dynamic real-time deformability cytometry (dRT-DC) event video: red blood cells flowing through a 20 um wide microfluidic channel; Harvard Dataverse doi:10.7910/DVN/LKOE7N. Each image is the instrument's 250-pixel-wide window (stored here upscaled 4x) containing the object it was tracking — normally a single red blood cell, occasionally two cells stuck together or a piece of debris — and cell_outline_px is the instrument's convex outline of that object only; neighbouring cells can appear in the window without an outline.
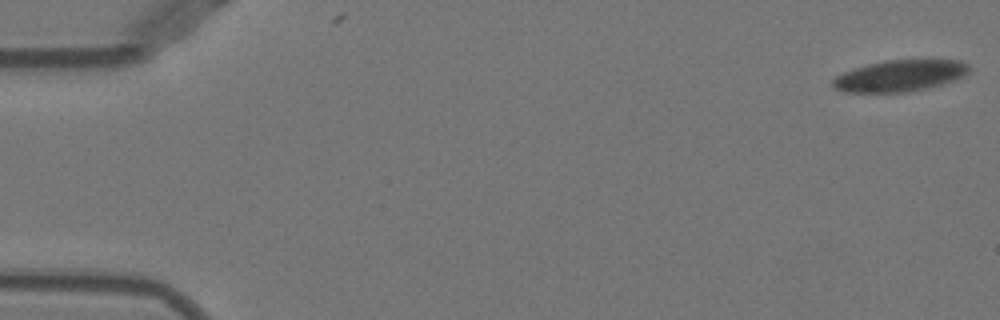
{"species": "Egyptian fruit bat (a non-hibernating species)", "species_latin": "Rousettus aegyptiacus", "temperature_condition": "warm", "stored_images_in_passage": 3, "camera_frame_rate_fps": 3000, "um_per_image_px": 0.085, "animal": {"sex": "female"}, "frame": {"image": 1, "passage_image": 1, "time_ms": 0.0, "image_size_px": [1000, 320], "cell_outline_px": [[968, 72], [964, 76], [956, 80], [908, 92], [844, 92], [832, 88], [832, 80], [836, 76], [852, 68], [884, 60], [960, 60], [968, 64]], "centroid_in_image_um": [76.45, 6.44], "position_along_channel_um": 8.6, "area_um2": 24.91}}